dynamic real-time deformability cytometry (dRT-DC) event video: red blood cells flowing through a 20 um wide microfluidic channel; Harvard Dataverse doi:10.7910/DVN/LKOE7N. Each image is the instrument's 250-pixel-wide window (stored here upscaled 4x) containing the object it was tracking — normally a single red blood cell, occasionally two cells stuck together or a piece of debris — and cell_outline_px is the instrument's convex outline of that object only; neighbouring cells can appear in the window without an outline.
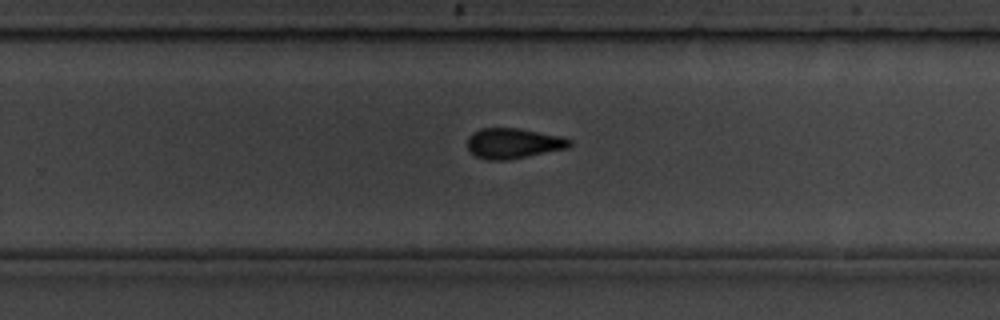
{"species": "common noctule bat (a hibernating species)", "species_latin": "Nyctalus noctula", "temperature_condition": "room temperature", "stored_images_in_passage": 50, "camera_frame_rate_fps": 3000, "um_per_image_px": 0.085, "animal": {"sex": "male", "body_mass_g": 19.5, "forearm_length_mm": 54.6}, "frame": {"image": 1, "passage_image": 36, "time_ms": 11.667, "image_size_px": [1000, 320], "cell_outline_px": [[572, 144], [568, 148], [508, 160], [488, 160], [476, 156], [468, 148], [468, 136], [472, 132], [480, 128], [516, 128], [564, 136], [572, 140]], "centroid_in_image_um": [43.65, 12.17], "position_along_channel_um": 286.1, "area_um2": 18.15}, "authors_computed_cell_mechanics": {"area_um2": 18.2359, "velocity_mm_per_s": 3.6137, "shape_relaxation_time_tau1_ms": 3.0658, "shape_relaxation_time_tau2_ms": 2.6294, "deformation_change_tau1": 0.1193, "deformation_change_tau2": 0.1013}}